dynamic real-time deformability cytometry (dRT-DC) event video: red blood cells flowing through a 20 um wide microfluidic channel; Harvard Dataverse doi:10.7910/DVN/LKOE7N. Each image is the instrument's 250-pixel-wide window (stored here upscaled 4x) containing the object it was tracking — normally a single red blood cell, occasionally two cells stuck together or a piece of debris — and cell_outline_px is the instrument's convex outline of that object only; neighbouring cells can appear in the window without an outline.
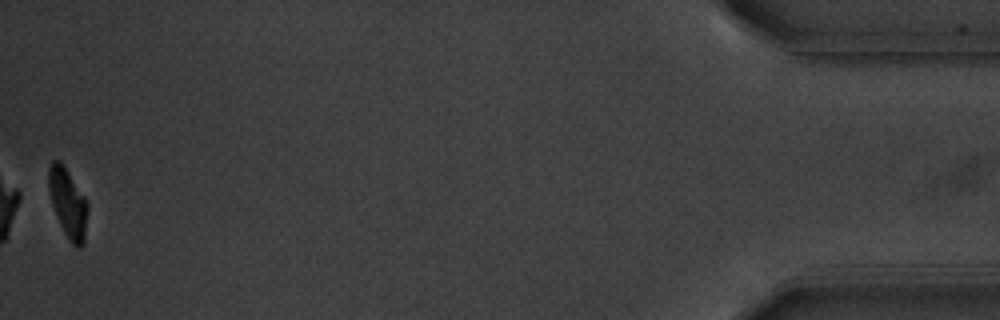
{"species": "common noctule bat (a hibernating species)", "species_latin": "Nyctalus noctula", "temperature_condition": "warm", "stored_images_in_passage": 55, "camera_frame_rate_fps": 3000, "um_per_image_px": 0.085, "animal": {"sex": "male", "body_mass_g": 20.1, "forearm_length_mm": 53.5}, "frame": {"image": 1, "passage_image": 55, "time_ms": 18.0, "image_size_px": [1000, 320], "cell_outline_px": [[88, 208], [84, 244], [80, 248], [76, 248], [72, 244], [64, 232], [60, 224], [52, 204], [48, 192], [48, 168], [52, 160], [60, 160], [84, 196], [88, 204]], "centroid_in_image_um": [5.77, 17.27], "position_along_channel_um": 429.4, "area_um2": 15.72}, "authors_computed_cell_mechanics": {"area_um2": 17.5712, "velocity_mm_per_s": 3.7021, "shape_relaxation_time_tau1_ms": 2.0838, "shape_relaxation_time_tau2_ms": 7.6448, "deformation_change_tau1": 0.1603, "deformation_change_tau2": 0.0784}}